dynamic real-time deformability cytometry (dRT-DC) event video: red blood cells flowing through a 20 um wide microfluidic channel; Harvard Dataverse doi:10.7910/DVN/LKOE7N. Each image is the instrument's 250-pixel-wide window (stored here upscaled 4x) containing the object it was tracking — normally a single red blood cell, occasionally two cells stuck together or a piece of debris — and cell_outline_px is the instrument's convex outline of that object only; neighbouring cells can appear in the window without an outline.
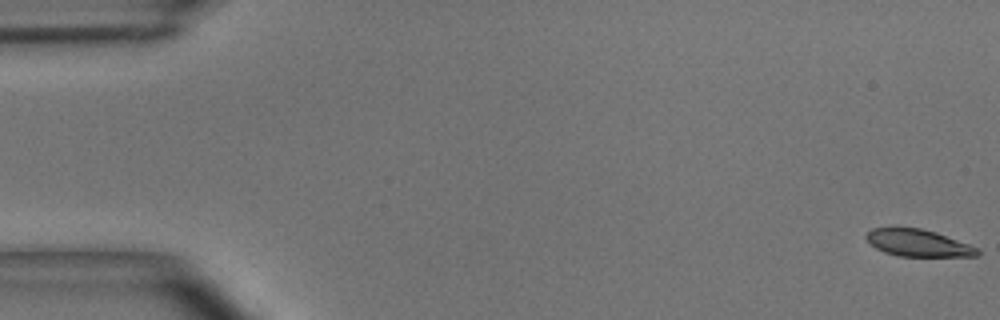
{"species": "common noctule bat (a hibernating species)", "species_latin": "Nyctalus noctula", "temperature_condition": "room temperature", "stored_images_in_passage": 5, "camera_frame_rate_fps": 3000, "um_per_image_px": 0.085, "animal": {"sex": "male", "body_mass_g": 15.6}, "frame": {"image": 1, "passage_image": 1, "time_ms": 0.0, "image_size_px": [1000, 320], "cell_outline_px": [[980, 256], [900, 256], [884, 252], [876, 248], [864, 236], [872, 228], [920, 228], [936, 232], [980, 248]], "centroid_in_image_um": [78.08, 20.66], "position_along_channel_um": 6.9, "area_um2": 17.4}}